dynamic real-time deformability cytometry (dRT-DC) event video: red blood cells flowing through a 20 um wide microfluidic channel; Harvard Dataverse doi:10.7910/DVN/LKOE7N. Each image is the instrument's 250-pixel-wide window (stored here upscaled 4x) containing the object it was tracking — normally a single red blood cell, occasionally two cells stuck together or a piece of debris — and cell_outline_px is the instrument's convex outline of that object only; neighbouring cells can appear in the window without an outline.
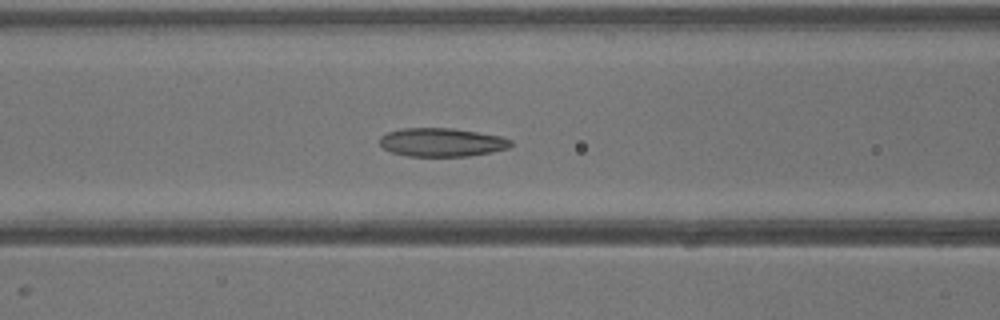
{"species": "common noctule bat (a hibernating species)", "species_latin": "Nyctalus noctula", "temperature_condition": "warm", "stored_images_in_passage": 39, "camera_frame_rate_fps": 3000, "um_per_image_px": 0.085, "animal": {"sex": "male", "body_mass_g": 13.3}, "frame": {"image": 1, "passage_image": 16, "time_ms": 5.0, "image_size_px": [1000, 320], "cell_outline_px": [[512, 144], [508, 148], [492, 152], [468, 156], [408, 156], [392, 152], [384, 148], [380, 144], [380, 136], [388, 132], [400, 128], [452, 128], [500, 136], [512, 140]], "centroid_in_image_um": [37.54, 12.09], "position_along_channel_um": 129.1, "area_um2": 21.73}}
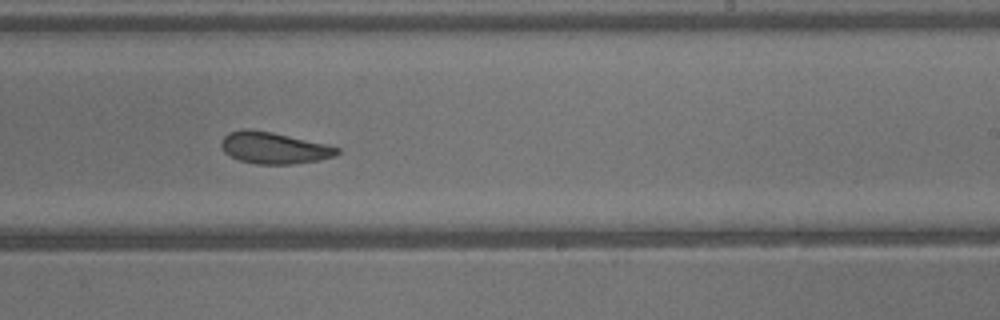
{"frame": {"image": 2, "passage_image": 24, "time_ms": 7.667, "image_size_px": [1000, 320], "cell_outline_px": [[340, 152], [336, 156], [320, 160], [292, 164], [256, 164], [240, 160], [224, 152], [220, 144], [220, 140], [228, 132], [244, 128], [272, 132], [328, 144], [340, 148]], "centroid_in_image_um": [23.3, 12.57], "position_along_channel_um": 265.7, "area_um2": 21.5}}
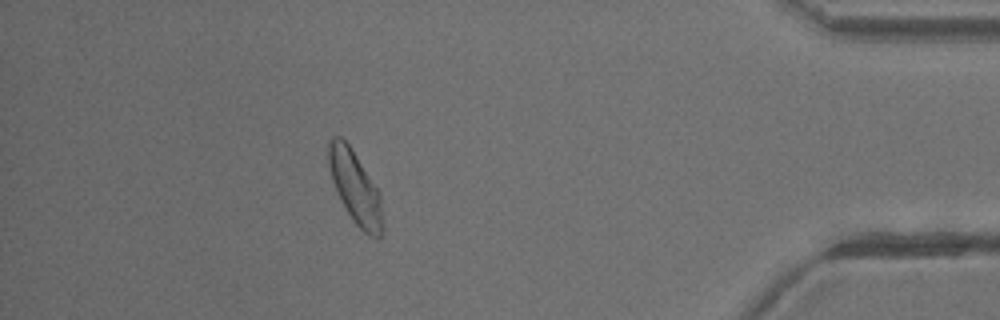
{"frame": {"image": 3, "passage_image": 35, "time_ms": 11.333, "image_size_px": [1000, 320], "cell_outline_px": [[384, 232], [380, 236], [368, 236], [352, 220], [332, 180], [328, 164], [328, 140], [332, 136], [340, 136], [348, 144], [380, 192], [384, 228]], "centroid_in_image_um": [30.21, 15.94], "position_along_channel_um": 405.0, "area_um2": 22.6}}